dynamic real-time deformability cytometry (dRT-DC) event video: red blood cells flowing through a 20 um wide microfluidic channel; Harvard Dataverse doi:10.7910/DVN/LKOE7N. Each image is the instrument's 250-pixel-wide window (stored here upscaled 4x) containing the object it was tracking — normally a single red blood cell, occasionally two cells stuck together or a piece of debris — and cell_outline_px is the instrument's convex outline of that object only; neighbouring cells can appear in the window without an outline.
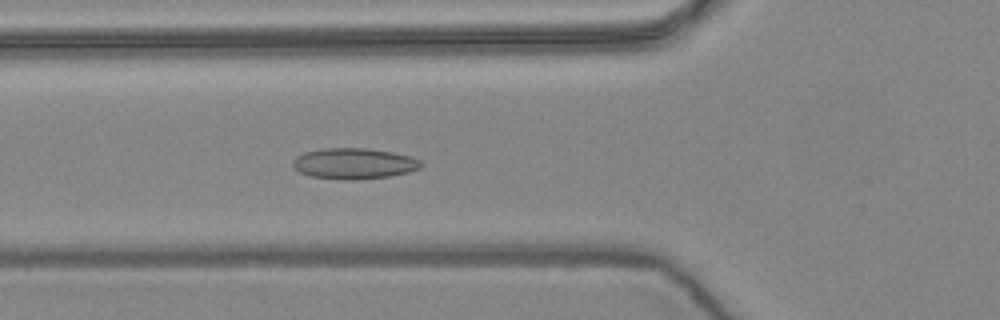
{"species": "common noctule bat (a hibernating species)", "species_latin": "Nyctalus noctula", "temperature_condition": "warm", "stored_images_in_passage": 6, "camera_frame_rate_fps": 3000, "um_per_image_px": 0.085, "animal": {"sex": "female", "body_mass_g": 24.6, "forearm_length_mm": 56.2}, "frame": {"image": 1, "passage_image": 6, "time_ms": 1.667, "image_size_px": [1000, 320], "cell_outline_px": [[424, 164], [420, 168], [408, 172], [388, 176], [352, 180], [344, 180], [312, 176], [300, 172], [292, 164], [292, 160], [296, 156], [304, 152], [324, 148], [368, 148], [392, 152], [412, 156], [420, 160]], "centroid_in_image_um": [30.11, 13.89], "position_along_channel_um": 95.7, "area_um2": 23.06}}